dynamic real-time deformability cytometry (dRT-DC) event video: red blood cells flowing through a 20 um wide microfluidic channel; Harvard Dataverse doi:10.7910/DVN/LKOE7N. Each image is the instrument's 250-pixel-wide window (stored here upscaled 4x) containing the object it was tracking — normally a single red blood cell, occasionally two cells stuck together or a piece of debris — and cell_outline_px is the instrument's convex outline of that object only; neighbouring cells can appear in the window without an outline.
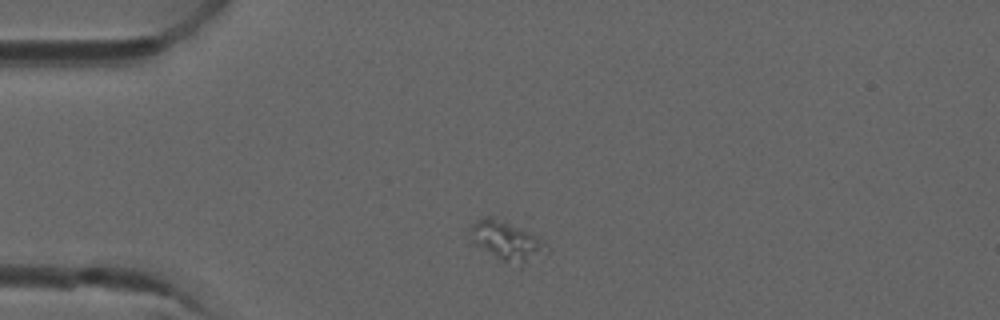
{"species": "common noctule bat (a hibernating species)", "species_latin": "Nyctalus noctula", "temperature_condition": "room temperature", "stored_images_in_passage": 3, "camera_frame_rate_fps": 3000, "um_per_image_px": 0.085, "animal": {"sex": "male", "forearm_length_mm": 52.5}, "frame": {"image": 1, "passage_image": 1, "time_ms": 0.0, "image_size_px": [1000, 320], "cell_outline_px": [[548, 252], [520, 264], [500, 260], [472, 244], [468, 228], [476, 220], [484, 216], [496, 216], [524, 224], [540, 236], [548, 244]], "centroid_in_image_um": [43.08, 20.36], "position_along_channel_um": 41.9, "area_um2": 18.61}}